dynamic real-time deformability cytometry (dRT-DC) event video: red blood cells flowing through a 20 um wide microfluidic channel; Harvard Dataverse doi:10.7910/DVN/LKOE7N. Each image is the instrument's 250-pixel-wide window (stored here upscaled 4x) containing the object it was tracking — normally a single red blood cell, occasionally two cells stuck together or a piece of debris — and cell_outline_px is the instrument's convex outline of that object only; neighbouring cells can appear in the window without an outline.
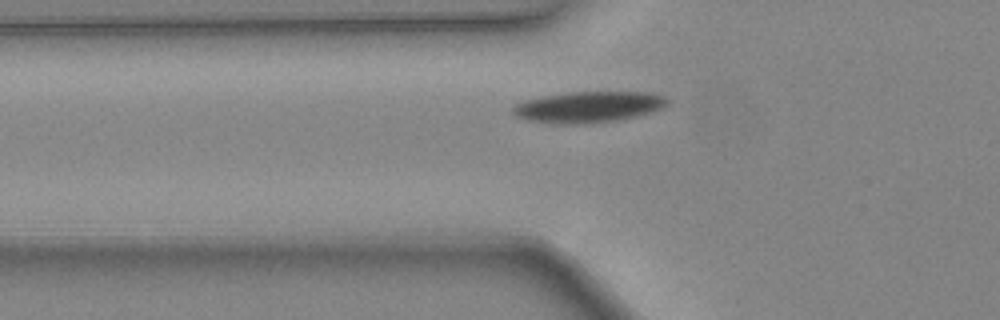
{"species": "common noctule bat (a hibernating species)", "species_latin": "Nyctalus noctula", "temperature_condition": "warm", "stored_images_in_passage": 29, "camera_frame_rate_fps": 3000, "um_per_image_px": 0.085, "animal": {"sex": "female", "body_mass_g": 24.6, "forearm_length_mm": 56.2}, "frame": {"image": 1, "passage_image": 6, "time_ms": 1.667, "image_size_px": [1000, 320], "cell_outline_px": [[672, 100], [664, 108], [652, 112], [636, 116], [616, 120], [588, 124], [552, 124], [528, 120], [516, 116], [512, 112], [512, 108], [516, 104], [524, 100], [544, 96], [572, 92], [648, 92], [668, 96]], "centroid_in_image_um": [50.08, 9.09], "position_along_channel_um": 75.7, "area_um2": 28.32}}
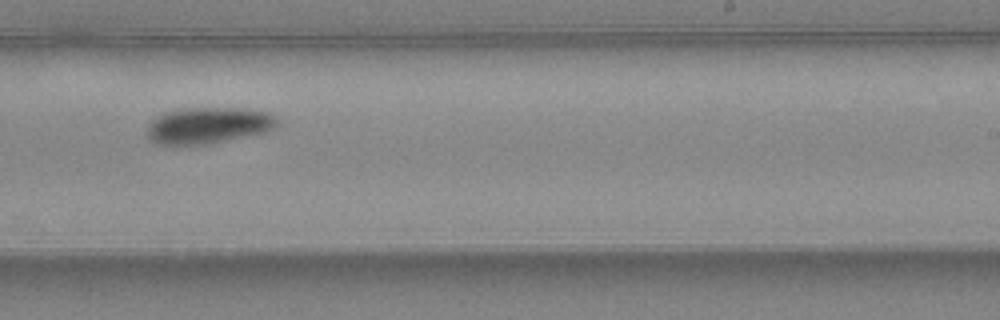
{"frame": {"image": 2, "passage_image": 19, "time_ms": 6.0, "image_size_px": [1000, 320], "cell_outline_px": [[276, 128], [268, 132], [212, 144], [156, 144], [148, 136], [148, 124], [156, 116], [164, 112], [180, 108], [244, 108], [268, 112], [276, 116]], "centroid_in_image_um": [17.74, 10.65], "position_along_channel_um": 271.3, "area_um2": 27.86}}
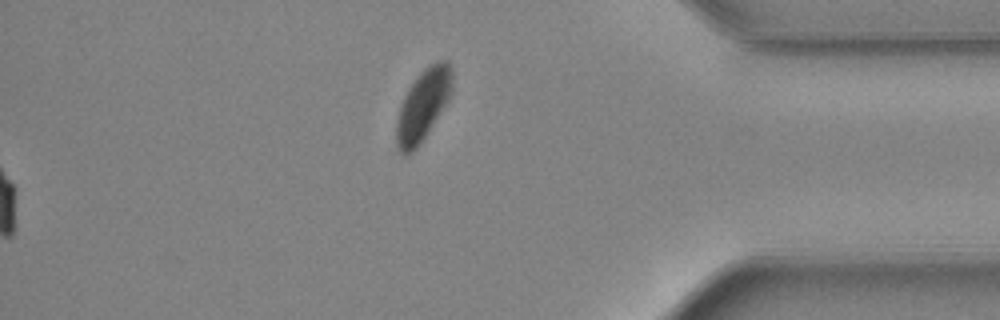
{"frame": {"image": 3, "passage_image": 29, "time_ms": 9.333, "image_size_px": [1000, 320], "cell_outline_px": [[452, 92], [448, 100], [428, 132], [420, 144], [412, 152], [404, 156], [396, 148], [396, 120], [400, 104], [408, 88], [420, 72], [428, 64], [436, 60], [448, 60], [452, 68]], "centroid_in_image_um": [35.94, 8.92], "position_along_channel_um": 399.3, "area_um2": 23.47}, "authors_computed_cell_mechanics": {"area_um2": 27.8596, "velocity_mm_per_s": 4.5293, "shape_relaxation_time_tau1_ms": 3.9116, "shape_relaxation_time_tau2_ms": 6.108, "deformation_change_tau1": 0.1193, "deformation_change_tau2": 0.0728}}